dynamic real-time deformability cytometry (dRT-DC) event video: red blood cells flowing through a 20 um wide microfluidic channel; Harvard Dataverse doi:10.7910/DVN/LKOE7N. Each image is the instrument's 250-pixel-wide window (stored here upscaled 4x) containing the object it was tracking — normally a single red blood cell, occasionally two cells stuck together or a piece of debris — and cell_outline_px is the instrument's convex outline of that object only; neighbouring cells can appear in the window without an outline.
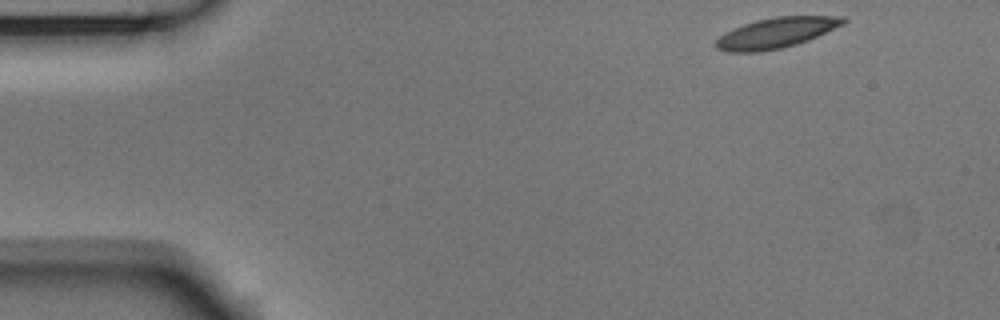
{"species": "Egyptian fruit bat (a non-hibernating species)", "species_latin": "Rousettus aegyptiacus", "temperature_condition": "room temperature", "stored_images_in_passage": 12, "camera_frame_rate_fps": 3000, "um_per_image_px": 0.085, "animal": {"sex": "male"}, "frame": {"image": 1, "passage_image": 1, "time_ms": 0.0, "image_size_px": [1000, 320], "cell_outline_px": [[848, 20], [844, 24], [808, 40], [796, 44], [780, 48], [760, 52], [728, 52], [716, 48], [716, 40], [724, 32], [732, 28], [756, 20], [776, 16], [848, 16]], "centroid_in_image_um": [65.98, 2.78], "position_along_channel_um": 19.0, "area_um2": 22.6}}
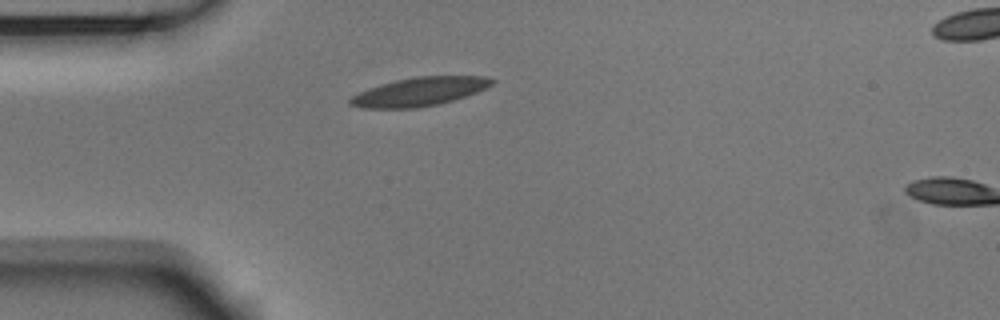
{"frame": {"image": 2, "passage_image": 10, "time_ms": 3.0, "image_size_px": [1000, 320], "cell_outline_px": [[496, 80], [492, 84], [476, 92], [452, 100], [436, 104], [416, 108], [364, 108], [348, 104], [348, 100], [352, 96], [368, 88], [380, 84], [396, 80], [416, 76], [484, 76]], "centroid_in_image_um": [35.62, 7.78], "position_along_channel_um": 49.4, "area_um2": 23.35}}